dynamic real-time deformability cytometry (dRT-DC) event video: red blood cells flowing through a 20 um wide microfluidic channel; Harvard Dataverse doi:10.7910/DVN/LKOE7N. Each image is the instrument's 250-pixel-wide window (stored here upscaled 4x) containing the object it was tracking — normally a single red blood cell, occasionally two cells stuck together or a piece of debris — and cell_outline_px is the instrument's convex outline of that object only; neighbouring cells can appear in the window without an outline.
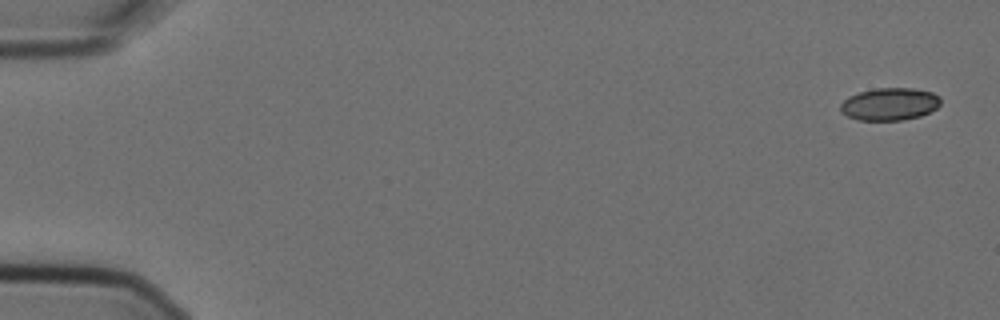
{"species": "Egyptian fruit bat (a non-hibernating species)", "species_latin": "Rousettus aegyptiacus", "temperature_condition": "cold", "stored_images_in_passage": 2, "camera_frame_rate_fps": 3000, "um_per_image_px": 0.085, "animal": {"sex": "female"}, "frame": {"image": 1, "passage_image": 2, "time_ms": 0.333, "image_size_px": [1000, 320], "cell_outline_px": [[940, 104], [936, 108], [920, 116], [900, 120], [856, 120], [840, 112], [840, 104], [848, 96], [860, 92], [876, 88], [912, 88], [932, 92], [940, 96]], "centroid_in_image_um": [75.6, 8.84], "position_along_channel_um": 9.4, "area_um2": 18.96}}